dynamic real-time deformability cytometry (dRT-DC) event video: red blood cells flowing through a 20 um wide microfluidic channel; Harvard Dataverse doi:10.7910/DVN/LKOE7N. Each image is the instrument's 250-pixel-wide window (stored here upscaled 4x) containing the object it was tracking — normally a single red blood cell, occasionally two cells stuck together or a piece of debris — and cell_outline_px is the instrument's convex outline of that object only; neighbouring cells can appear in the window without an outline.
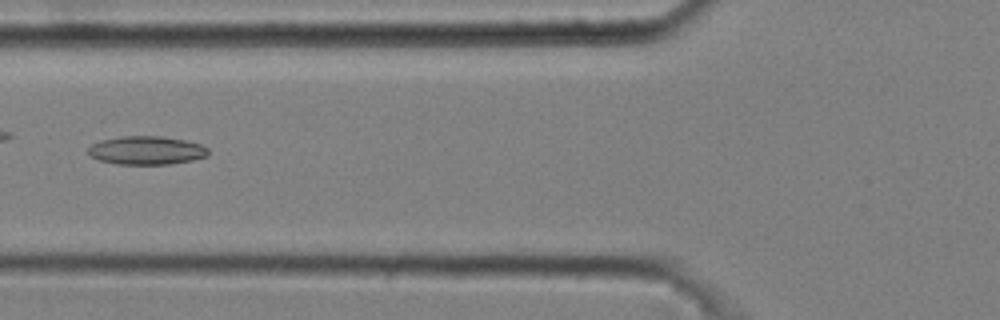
{"species": "common noctule bat (a hibernating species)", "species_latin": "Nyctalus noctula", "temperature_condition": "cold", "stored_images_in_passage": 4, "camera_frame_rate_fps": 3000, "um_per_image_px": 0.085, "animal": {"sex": "male", "body_mass_g": 20.4}, "frame": {"image": 1, "passage_image": 4, "time_ms": 1.0, "image_size_px": [1000, 320], "cell_outline_px": [[208, 156], [192, 160], [168, 164], [116, 164], [100, 160], [92, 156], [88, 152], [88, 148], [92, 144], [100, 140], [120, 136], [160, 136], [188, 140], [200, 144], [208, 148]], "centroid_in_image_um": [12.47, 12.77], "position_along_channel_um": 113.3, "area_um2": 19.94}}